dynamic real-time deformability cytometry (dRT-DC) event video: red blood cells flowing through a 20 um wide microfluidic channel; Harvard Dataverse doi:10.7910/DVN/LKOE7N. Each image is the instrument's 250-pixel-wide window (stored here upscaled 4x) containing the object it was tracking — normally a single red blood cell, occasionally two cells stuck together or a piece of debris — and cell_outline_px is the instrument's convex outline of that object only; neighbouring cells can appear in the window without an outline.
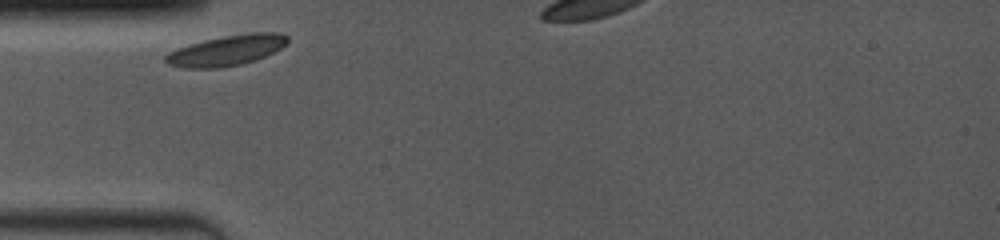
{"species": "common noctule bat (a hibernating species)", "species_latin": "Nyctalus noctula", "temperature_condition": "room temperature", "stored_images_in_passage": 7, "camera_frame_rate_fps": 4000, "um_per_image_px": 0.085, "animal": {"sex": "female", "body_mass_g": 19.0, "forearm_length_mm": 53.3}, "frame": {"image": 1, "passage_image": 1, "time_ms": 0.0, "image_size_px": [1000, 240], "cell_outline_px": [[288, 40], [280, 48], [256, 60], [240, 64], [220, 68], [184, 68], [168, 64], [164, 60], [164, 56], [168, 52], [176, 48], [188, 44], [204, 40], [224, 36], [248, 32], [280, 32], [288, 36]], "centroid_in_image_um": [19.22, 4.28], "position_along_channel_um": 65.8, "area_um2": 21.68}}
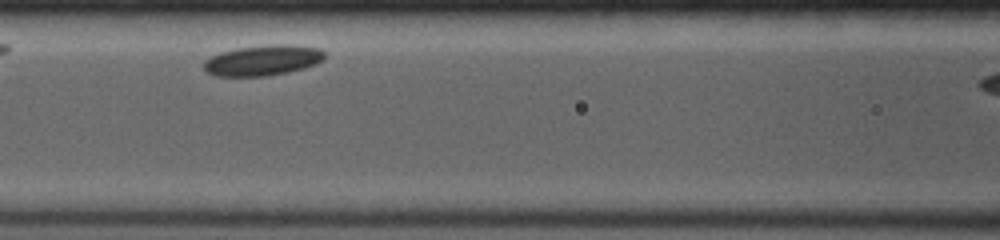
{"frame": {"image": 2, "passage_image": 4, "time_ms": 2.25, "image_size_px": [1000, 240], "cell_outline_px": [[324, 60], [316, 64], [304, 68], [288, 72], [264, 76], [216, 76], [208, 72], [204, 68], [204, 60], [220, 52], [236, 48], [268, 44], [292, 44], [320, 48], [324, 52]], "centroid_in_image_um": [22.36, 5.11], "position_along_channel_um": 144.2, "area_um2": 21.62}}
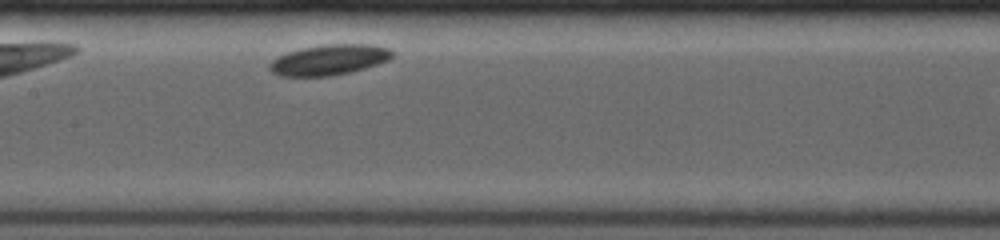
{"frame": {"image": 3, "passage_image": 6, "time_ms": 3.25, "image_size_px": [1000, 240], "cell_outline_px": [[396, 52], [388, 60], [364, 68], [348, 72], [328, 76], [280, 76], [272, 72], [268, 68], [268, 64], [276, 56], [300, 48], [324, 44], [372, 44], [392, 48]], "centroid_in_image_um": [27.97, 5.06], "position_along_channel_um": 179.4, "area_um2": 21.96}}